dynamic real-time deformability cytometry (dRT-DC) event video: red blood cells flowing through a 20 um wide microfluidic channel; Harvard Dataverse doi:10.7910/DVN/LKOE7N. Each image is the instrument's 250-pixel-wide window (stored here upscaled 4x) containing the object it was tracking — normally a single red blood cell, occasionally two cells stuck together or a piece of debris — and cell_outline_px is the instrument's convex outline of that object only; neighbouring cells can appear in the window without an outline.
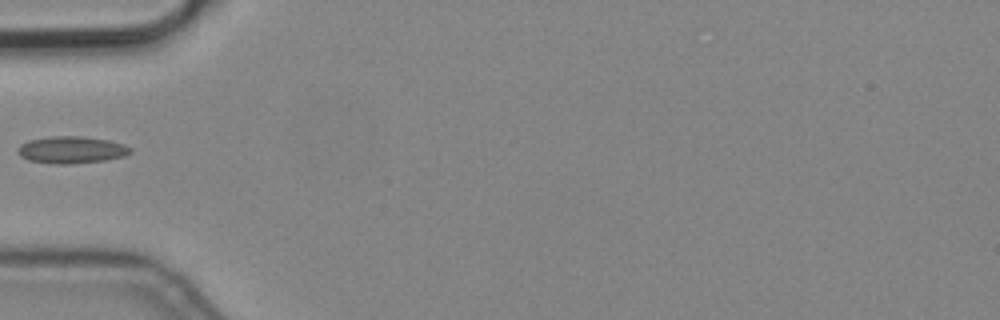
{"species": "common noctule bat (a hibernating species)", "species_latin": "Nyctalus noctula", "temperature_condition": "cold", "stored_images_in_passage": 2, "camera_frame_rate_fps": 3000, "um_per_image_px": 0.085, "animal": {"sex": "male", "body_mass_g": 19.2, "forearm_length_mm": 51.8}, "frame": {"image": 1, "passage_image": 1, "time_ms": 0.0, "image_size_px": [1000, 320], "cell_outline_px": [[132, 152], [124, 156], [104, 160], [72, 164], [56, 164], [28, 160], [20, 156], [16, 152], [20, 144], [28, 140], [52, 136], [80, 136], [108, 140], [124, 144], [132, 148]], "centroid_in_image_um": [6.06, 12.73], "position_along_channel_um": 78.9, "area_um2": 17.8}}
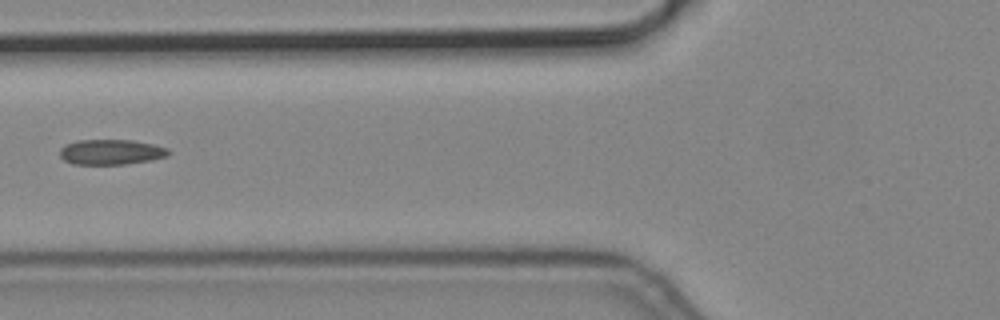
{"frame": {"image": 2, "passage_image": 2, "time_ms": 0.333, "image_size_px": [1000, 320], "cell_outline_px": [[172, 152], [168, 156], [152, 160], [124, 164], [72, 164], [64, 160], [60, 156], [60, 148], [64, 144], [76, 140], [132, 140], [152, 144], [168, 148]], "centroid_in_image_um": [9.44, 12.92], "position_along_channel_um": 116.4, "area_um2": 16.13}}